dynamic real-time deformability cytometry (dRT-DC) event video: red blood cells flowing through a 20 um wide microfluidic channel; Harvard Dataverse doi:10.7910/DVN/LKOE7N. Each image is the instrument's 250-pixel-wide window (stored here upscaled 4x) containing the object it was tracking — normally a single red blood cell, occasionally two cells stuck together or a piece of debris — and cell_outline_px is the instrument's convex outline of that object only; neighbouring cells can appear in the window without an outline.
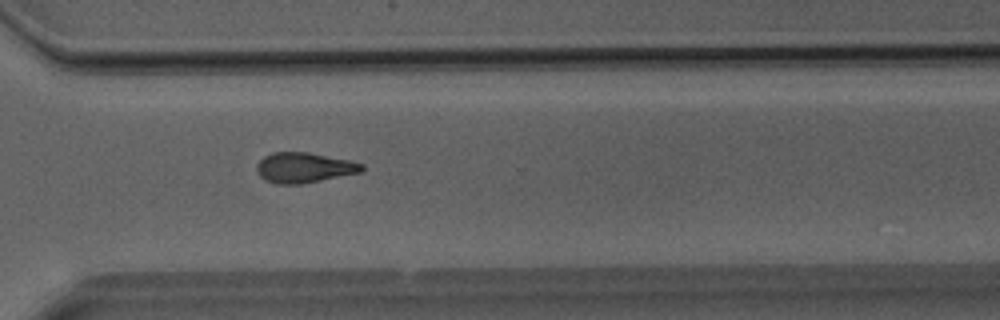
{"species": "Egyptian fruit bat (a non-hibernating species)", "species_latin": "Rousettus aegyptiacus", "temperature_condition": "room temperature", "stored_images_in_passage": 30, "camera_frame_rate_fps": 3000, "um_per_image_px": 0.085, "animal": {"sex": "male"}, "frame": {"image": 1, "passage_image": 20, "time_ms": 6.333, "image_size_px": [1000, 320], "cell_outline_px": [[364, 168], [360, 172], [300, 184], [276, 184], [260, 176], [256, 168], [256, 164], [264, 156], [272, 152], [308, 152], [348, 160], [364, 164]], "centroid_in_image_um": [25.82, 14.24], "position_along_channel_um": 344.8, "area_um2": 18.26}}
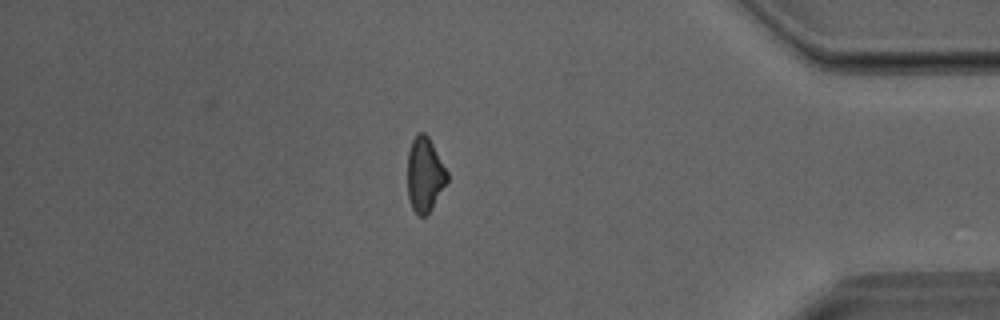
{"frame": {"image": 2, "passage_image": 25, "time_ms": 8.0, "image_size_px": [1000, 320], "cell_outline_px": [[448, 180], [432, 208], [424, 216], [420, 216], [412, 208], [408, 196], [408, 152], [412, 140], [420, 132], [424, 132], [428, 136], [448, 172]], "centroid_in_image_um": [36.11, 14.83], "position_along_channel_um": 399.1, "area_um2": 16.99}}